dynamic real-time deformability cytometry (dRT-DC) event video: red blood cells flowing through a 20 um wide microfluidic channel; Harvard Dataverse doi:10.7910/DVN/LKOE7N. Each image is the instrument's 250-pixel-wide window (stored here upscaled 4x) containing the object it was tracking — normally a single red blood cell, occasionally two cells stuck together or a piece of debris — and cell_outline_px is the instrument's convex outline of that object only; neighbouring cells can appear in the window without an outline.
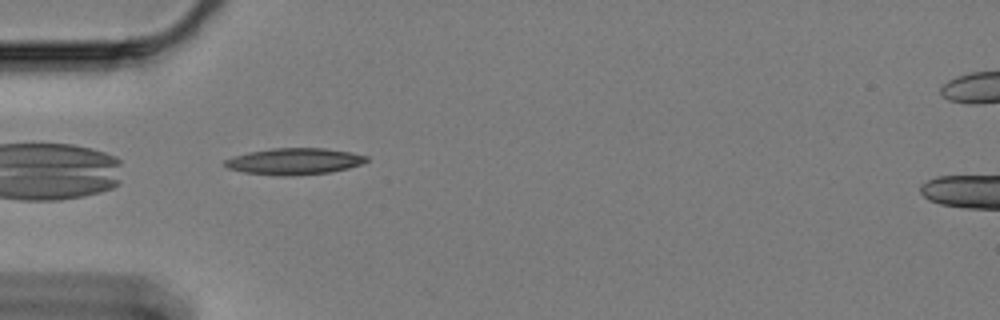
{"species": "Egyptian fruit bat (a non-hibernating species)", "species_latin": "Rousettus aegyptiacus", "temperature_condition": "cold", "stored_images_in_passage": 43, "camera_frame_rate_fps": 3000, "um_per_image_px": 0.085, "animal": {"sex": "female"}, "frame": {"image": 1, "passage_image": 1, "time_ms": 0.0, "image_size_px": [1000, 320], "cell_outline_px": [[368, 160], [360, 164], [348, 168], [328, 172], [292, 176], [280, 176], [244, 172], [228, 168], [224, 164], [224, 160], [232, 156], [248, 152], [272, 148], [324, 148], [352, 152], [368, 156]], "centroid_in_image_um": [25.0, 13.71], "position_along_channel_um": 60.0, "area_um2": 21.85}}
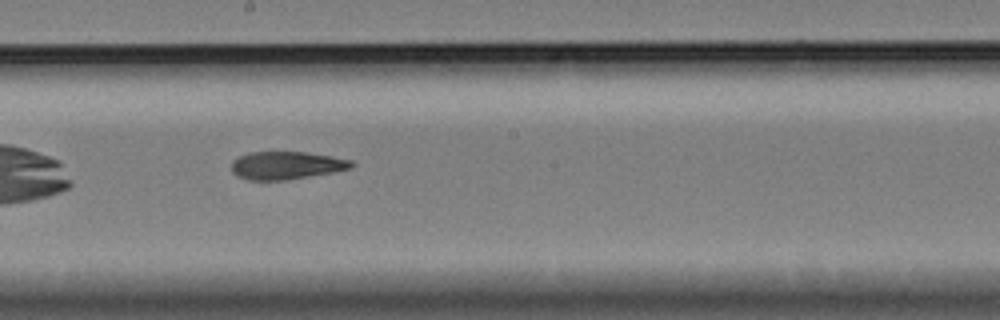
{"frame": {"image": 2, "passage_image": 16, "time_ms": 5.0, "image_size_px": [1000, 320], "cell_outline_px": [[356, 164], [352, 168], [332, 172], [288, 180], [248, 180], [236, 176], [232, 172], [232, 160], [248, 152], [308, 152], [332, 156], [352, 160]], "centroid_in_image_um": [24.35, 14.06], "position_along_channel_um": 223.9, "area_um2": 19.65}}
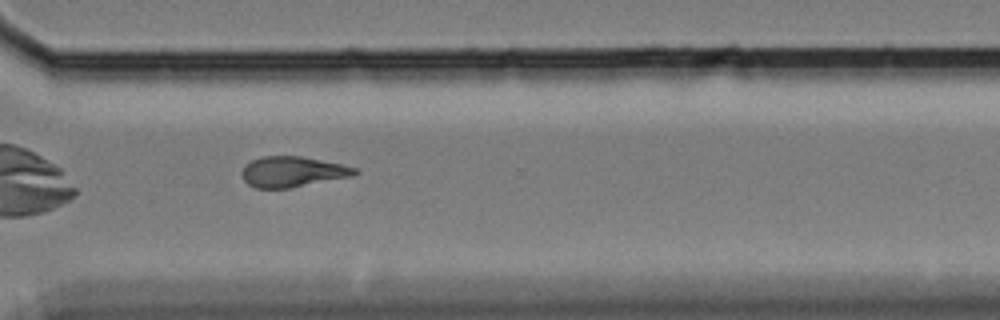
{"frame": {"image": 3, "passage_image": 27, "time_ms": 8.667, "image_size_px": [1000, 320], "cell_outline_px": [[360, 172], [352, 176], [288, 188], [256, 188], [248, 184], [244, 180], [240, 172], [244, 164], [260, 156], [300, 156], [340, 164], [356, 168]], "centroid_in_image_um": [24.81, 14.59], "position_along_channel_um": 345.8, "area_um2": 20.0}, "authors_computed_cell_mechanics": {"area_um2": 20.0566, "velocity_mm_per_s": 3.3313, "shape_relaxation_time_tau1_ms": 3.7478, "shape_relaxation_time_tau2_ms": 5.0317, "deformation_change_tau1": 0.1317, "deformation_change_tau2": 0.1409}}